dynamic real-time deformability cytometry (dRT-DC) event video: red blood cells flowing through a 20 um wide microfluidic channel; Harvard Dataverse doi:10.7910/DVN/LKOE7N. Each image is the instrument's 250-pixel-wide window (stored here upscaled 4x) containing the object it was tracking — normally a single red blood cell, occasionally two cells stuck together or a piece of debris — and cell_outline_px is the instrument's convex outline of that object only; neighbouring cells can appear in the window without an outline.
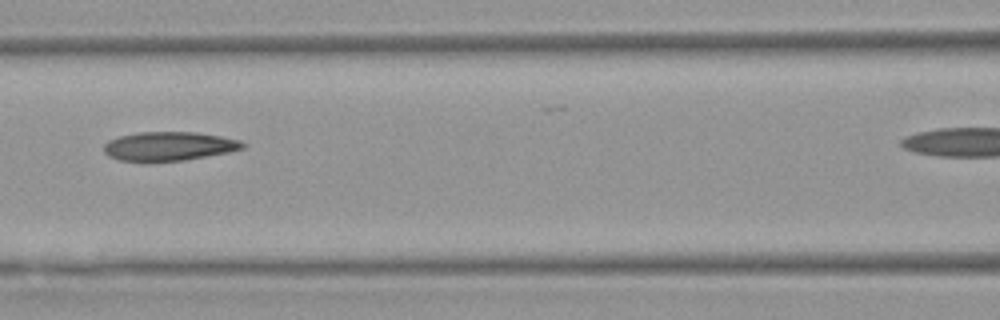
{"species": "Egyptian fruit bat (a non-hibernating species)", "species_latin": "Rousettus aegyptiacus", "temperature_condition": "warm", "stored_images_in_passage": 6, "camera_frame_rate_fps": 3000, "um_per_image_px": 0.085, "animal": {"sex": "female"}, "frame": {"image": 1, "passage_image": 5, "time_ms": 4.667, "image_size_px": [1000, 320], "cell_outline_px": [[244, 148], [228, 152], [184, 160], [148, 164], [120, 160], [108, 156], [104, 152], [104, 144], [108, 140], [120, 136], [140, 132], [196, 132], [220, 136], [240, 140], [244, 144]], "centroid_in_image_um": [14.3, 12.46], "position_along_channel_um": 152.3, "area_um2": 23.87}}